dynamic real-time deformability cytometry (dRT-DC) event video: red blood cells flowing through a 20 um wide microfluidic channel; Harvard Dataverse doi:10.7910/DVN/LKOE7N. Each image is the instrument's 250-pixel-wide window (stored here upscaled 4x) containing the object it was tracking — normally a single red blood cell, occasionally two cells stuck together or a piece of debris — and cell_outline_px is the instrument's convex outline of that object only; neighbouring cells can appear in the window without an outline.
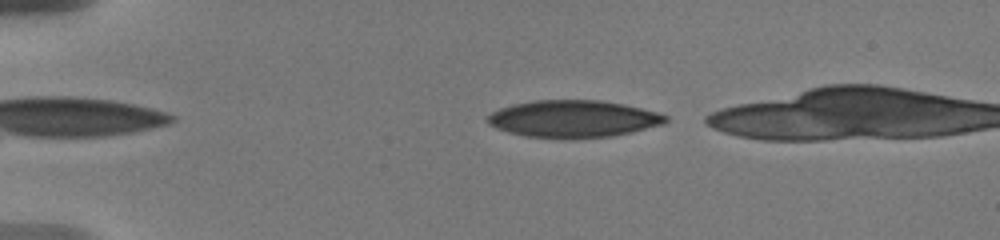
{"species": "human", "species_latin": "Homo sapiens", "temperature_condition": "warm", "stored_images_in_passage": 38, "camera_frame_rate_fps": 3000, "um_per_image_px": 0.085, "donor": {"sex": "male"}, "frame": {"image": 1, "passage_image": 2, "time_ms": 0.333, "image_size_px": [1000, 240], "cell_outline_px": [[668, 120], [664, 124], [632, 132], [612, 136], [576, 140], [524, 136], [508, 132], [496, 128], [488, 124], [488, 116], [492, 112], [500, 108], [512, 104], [532, 100], [600, 100], [624, 104], [656, 112], [668, 116]], "centroid_in_image_um": [48.73, 10.12], "position_along_channel_um": 36.3, "area_um2": 39.02}}
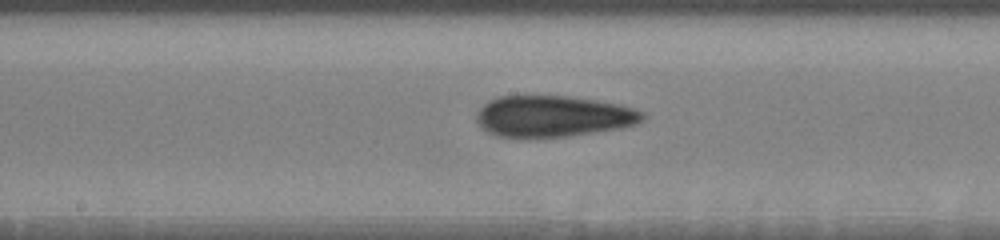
{"frame": {"image": 2, "passage_image": 17, "time_ms": 6.333, "image_size_px": [1000, 240], "cell_outline_px": [[644, 120], [636, 124], [620, 128], [568, 136], [528, 140], [496, 136], [488, 132], [476, 120], [476, 112], [488, 100], [496, 96], [568, 96], [596, 100], [620, 104], [636, 108], [644, 112]], "centroid_in_image_um": [46.99, 9.9], "position_along_channel_um": 201.2, "area_um2": 40.75}}
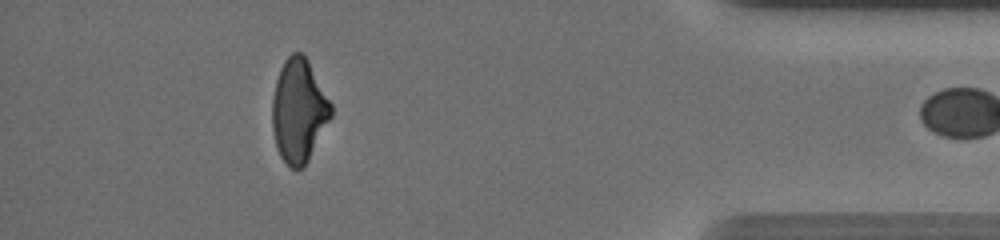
{"frame": {"image": 3, "passage_image": 37, "time_ms": 13.0, "image_size_px": [1000, 240], "cell_outline_px": [[332, 116], [308, 160], [300, 168], [292, 168], [280, 156], [276, 148], [272, 128], [272, 100], [276, 80], [280, 68], [284, 60], [292, 52], [300, 52], [308, 60], [332, 104]], "centroid_in_image_um": [25.39, 9.39], "position_along_channel_um": 409.8, "area_um2": 35.26}}